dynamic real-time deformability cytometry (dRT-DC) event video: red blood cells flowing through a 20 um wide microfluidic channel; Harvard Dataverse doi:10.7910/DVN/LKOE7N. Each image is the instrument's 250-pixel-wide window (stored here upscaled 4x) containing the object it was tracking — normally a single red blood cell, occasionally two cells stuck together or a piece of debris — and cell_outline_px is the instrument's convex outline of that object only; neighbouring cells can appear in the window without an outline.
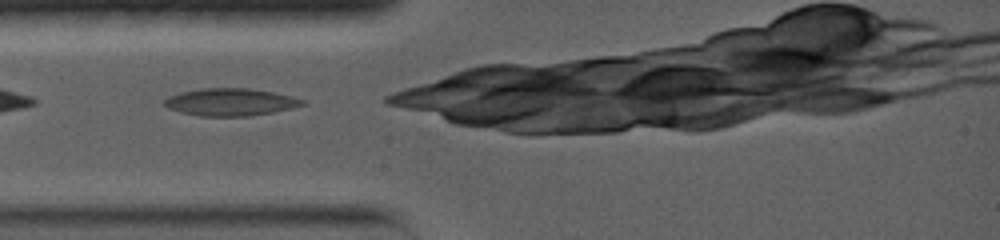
{"species": "common noctule bat (a hibernating species)", "species_latin": "Nyctalus noctula", "temperature_condition": "warm", "stored_images_in_passage": 58, "camera_frame_rate_fps": 5000, "um_per_image_px": 0.085, "animal": {"sex": "female", "body_mass_g": 19.0, "forearm_length_mm": 56.7}, "frame": {"image": 1, "passage_image": 1, "time_ms": 0.0, "image_size_px": [1000, 240], "cell_outline_px": [[304, 104], [292, 108], [272, 112], [248, 116], [200, 116], [180, 112], [168, 108], [164, 104], [164, 100], [168, 96], [180, 92], [200, 88], [248, 88], [272, 92], [292, 96], [304, 100]], "centroid_in_image_um": [19.55, 8.67], "position_along_channel_um": 65.4, "area_um2": 21.96}}